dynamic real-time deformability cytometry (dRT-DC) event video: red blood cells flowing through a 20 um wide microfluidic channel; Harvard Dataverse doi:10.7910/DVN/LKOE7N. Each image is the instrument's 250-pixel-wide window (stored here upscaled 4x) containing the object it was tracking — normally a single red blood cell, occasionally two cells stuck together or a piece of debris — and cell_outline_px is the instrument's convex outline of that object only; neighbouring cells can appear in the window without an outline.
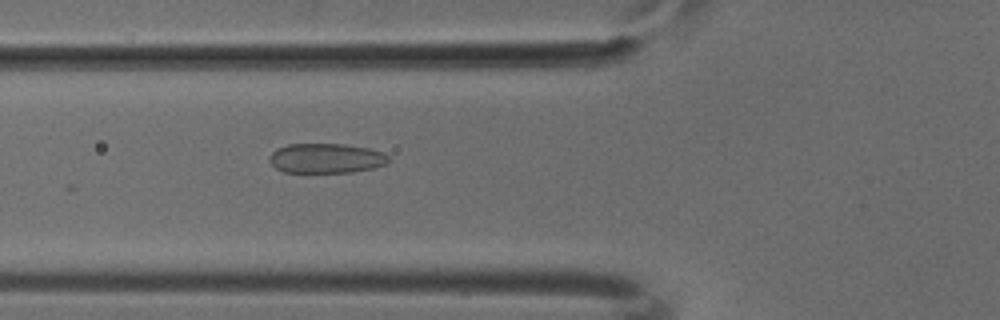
{"species": "common noctule bat (a hibernating species)", "species_latin": "Nyctalus noctula", "temperature_condition": "cold", "stored_images_in_passage": 28, "camera_frame_rate_fps": 3000, "um_per_image_px": 0.085, "animal": {"sex": "male", "body_mass_g": 18.8}, "frame": {"image": 1, "passage_image": 6, "time_ms": 1.667, "image_size_px": [1000, 320], "cell_outline_px": [[388, 164], [372, 168], [352, 172], [284, 172], [276, 168], [268, 160], [268, 156], [276, 148], [288, 144], [344, 144], [368, 148], [384, 152], [388, 156]], "centroid_in_image_um": [27.7, 13.45], "position_along_channel_um": 98.1, "area_um2": 20.75}}
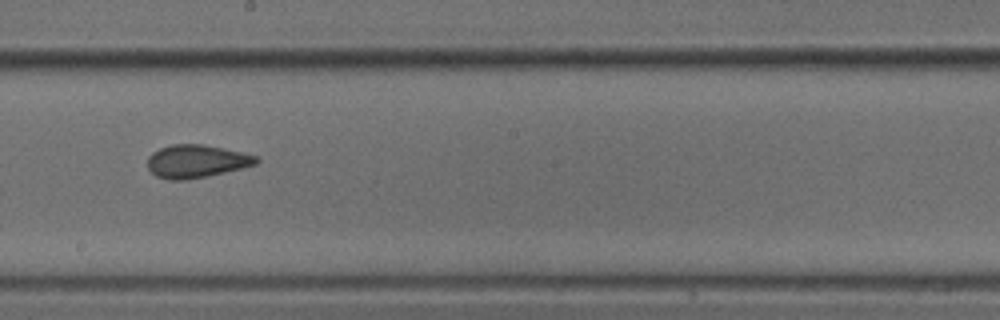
{"frame": {"image": 2, "passage_image": 16, "time_ms": 5.0, "image_size_px": [1000, 320], "cell_outline_px": [[260, 160], [256, 164], [208, 176], [184, 180], [172, 180], [156, 176], [148, 168], [148, 156], [152, 152], [160, 148], [172, 144], [204, 144], [240, 152], [256, 156]], "centroid_in_image_um": [16.66, 13.7], "position_along_channel_um": 231.5, "area_um2": 20.69}}
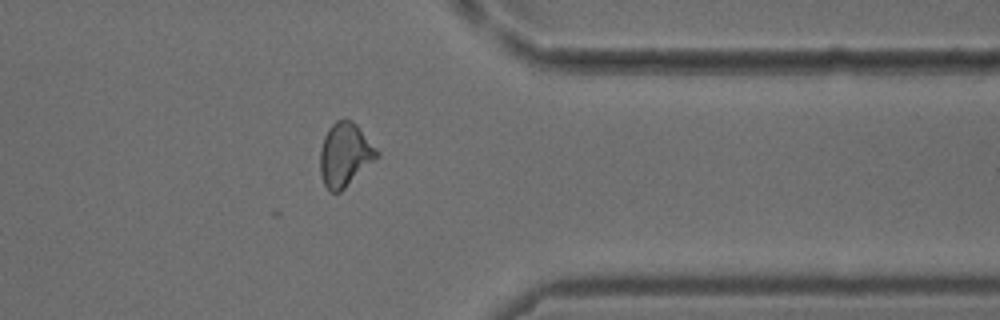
{"frame": {"image": 3, "passage_image": 28, "time_ms": 9.0, "image_size_px": [1000, 320], "cell_outline_px": [[380, 156], [340, 192], [332, 192], [324, 184], [320, 172], [320, 148], [324, 136], [328, 128], [336, 120], [352, 120], [356, 124], [380, 152]], "centroid_in_image_um": [29.32, 13.14], "position_along_channel_um": 382.1, "area_um2": 20.98}}